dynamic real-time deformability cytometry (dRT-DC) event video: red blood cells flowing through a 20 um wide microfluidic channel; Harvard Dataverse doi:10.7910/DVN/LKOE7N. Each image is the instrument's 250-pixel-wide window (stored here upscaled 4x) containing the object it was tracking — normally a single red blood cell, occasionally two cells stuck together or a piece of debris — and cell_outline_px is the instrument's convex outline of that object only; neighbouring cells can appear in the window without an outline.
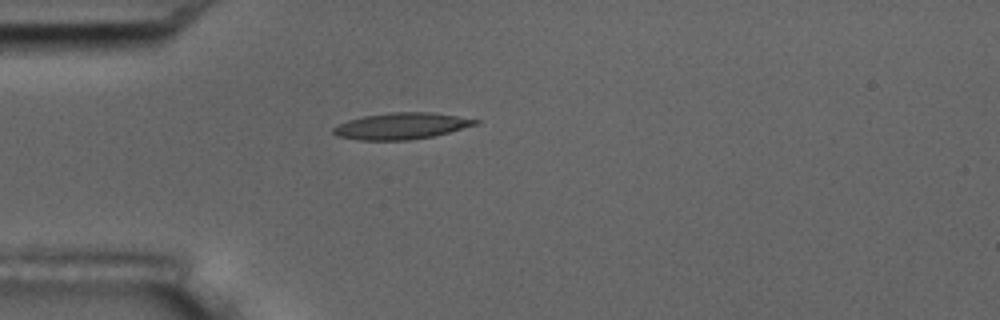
{"species": "common noctule bat (a hibernating species)", "species_latin": "Nyctalus noctula", "temperature_condition": "room temperature", "stored_images_in_passage": 1, "camera_frame_rate_fps": 3000, "um_per_image_px": 0.085, "animal": {"sex": "male", "body_mass_g": 17.5, "forearm_length_mm": 52.3}, "frame": {"image": 1, "passage_image": 1, "time_ms": 0.0, "image_size_px": [1000, 320], "cell_outline_px": [[480, 120], [476, 124], [448, 132], [432, 136], [412, 140], [360, 140], [336, 136], [332, 132], [332, 128], [348, 120], [364, 116], [392, 112], [428, 112], [456, 116]], "centroid_in_image_um": [34.06, 10.71], "position_along_channel_um": 50.9, "area_um2": 21.56}}